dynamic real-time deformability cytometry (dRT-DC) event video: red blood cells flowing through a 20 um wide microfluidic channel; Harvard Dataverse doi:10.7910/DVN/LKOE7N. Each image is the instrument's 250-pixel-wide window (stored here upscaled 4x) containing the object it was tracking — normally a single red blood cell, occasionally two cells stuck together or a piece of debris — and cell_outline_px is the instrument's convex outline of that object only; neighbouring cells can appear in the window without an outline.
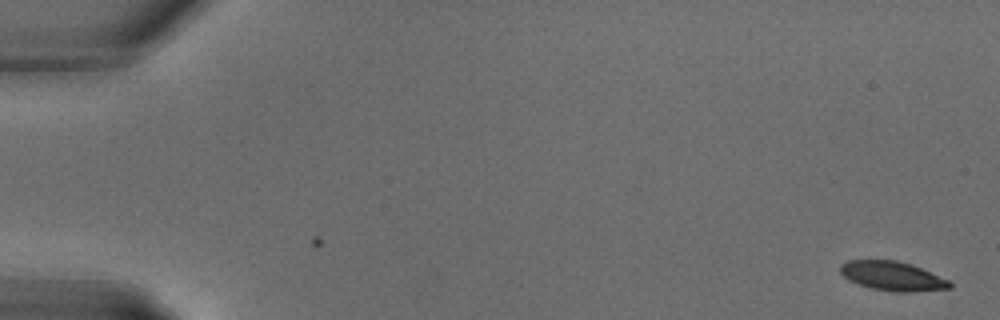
{"species": "common noctule bat (a hibernating species)", "species_latin": "Nyctalus noctula", "temperature_condition": "warm", "stored_images_in_passage": 2, "camera_frame_rate_fps": 3000, "um_per_image_px": 0.085, "animal": {"sex": "male", "body_mass_g": 18.8}, "frame": {"image": 1, "passage_image": 2, "time_ms": 0.333, "image_size_px": [1000, 320], "cell_outline_px": [[952, 288], [908, 292], [896, 292], [872, 288], [848, 280], [840, 272], [840, 264], [848, 260], [896, 260], [912, 264], [948, 280], [952, 284]], "centroid_in_image_um": [75.84, 23.45], "position_along_channel_um": 9.2, "area_um2": 18.5}}